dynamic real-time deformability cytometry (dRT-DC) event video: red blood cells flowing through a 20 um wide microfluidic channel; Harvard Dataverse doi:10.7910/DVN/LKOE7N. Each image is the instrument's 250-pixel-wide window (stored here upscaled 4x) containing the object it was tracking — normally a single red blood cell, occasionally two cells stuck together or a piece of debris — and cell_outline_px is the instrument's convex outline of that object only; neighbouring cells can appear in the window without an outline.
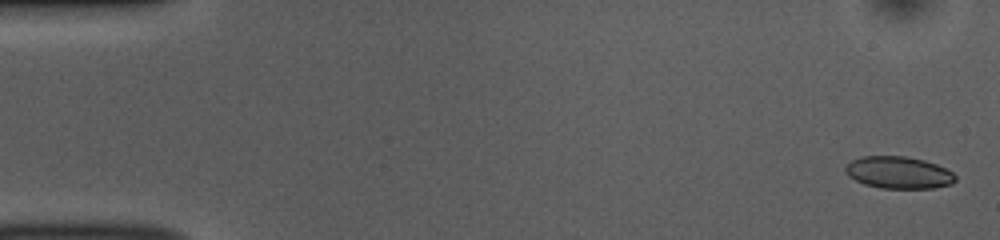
{"species": "common noctule bat (a hibernating species)", "species_latin": "Nyctalus noctula", "temperature_condition": "room temperature", "stored_images_in_passage": 51, "camera_frame_rate_fps": 3000, "um_per_image_px": 0.085, "animal": {"sex": "female", "body_mass_g": 10.0, "forearm_length_mm": 53.1}, "frame": {"image": 1, "passage_image": 1, "time_ms": 0.0, "image_size_px": [1000, 240], "cell_outline_px": [[956, 180], [952, 184], [932, 188], [880, 188], [864, 184], [848, 176], [844, 168], [852, 160], [864, 156], [904, 156], [924, 160], [936, 164], [952, 172], [956, 176]], "centroid_in_image_um": [76.38, 14.67], "position_along_channel_um": 8.6, "area_um2": 20.46}}
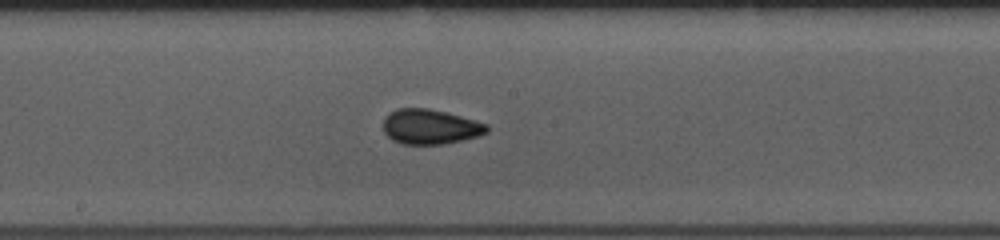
{"frame": {"image": 2, "passage_image": 27, "time_ms": 8.667, "image_size_px": [1000, 240], "cell_outline_px": [[488, 132], [476, 136], [444, 144], [404, 144], [392, 140], [384, 132], [384, 116], [388, 112], [396, 108], [428, 108], [460, 116], [488, 124]], "centroid_in_image_um": [36.52, 10.76], "position_along_channel_um": 211.7, "area_um2": 20.98}}
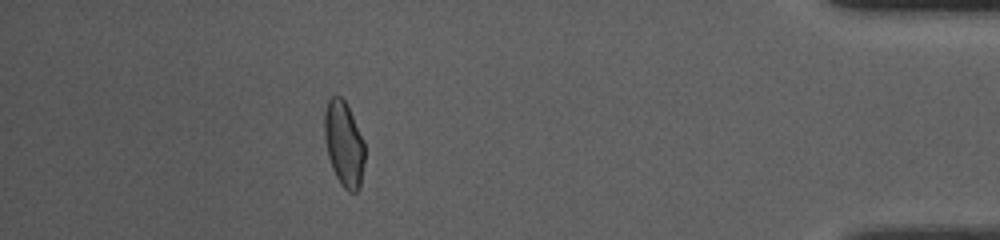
{"frame": {"image": 3, "passage_image": 46, "time_ms": 15.0, "image_size_px": [1000, 240], "cell_outline_px": [[364, 164], [360, 188], [356, 192], [348, 192], [340, 184], [332, 168], [328, 156], [324, 140], [324, 112], [328, 100], [332, 96], [340, 96], [344, 100], [364, 140]], "centroid_in_image_um": [29.22, 12.26], "position_along_channel_um": 406.0, "area_um2": 20.06}, "authors_computed_cell_mechanics": {"area_um2": 20.6346, "velocity_mm_per_s": 3.8418, "shape_relaxation_time_tau1_ms": 4.1894, "shape_relaxation_time_tau2_ms": 1.4149, "deformation_change_tau1": 0.0979, "deformation_change_tau2": 0.0597}}